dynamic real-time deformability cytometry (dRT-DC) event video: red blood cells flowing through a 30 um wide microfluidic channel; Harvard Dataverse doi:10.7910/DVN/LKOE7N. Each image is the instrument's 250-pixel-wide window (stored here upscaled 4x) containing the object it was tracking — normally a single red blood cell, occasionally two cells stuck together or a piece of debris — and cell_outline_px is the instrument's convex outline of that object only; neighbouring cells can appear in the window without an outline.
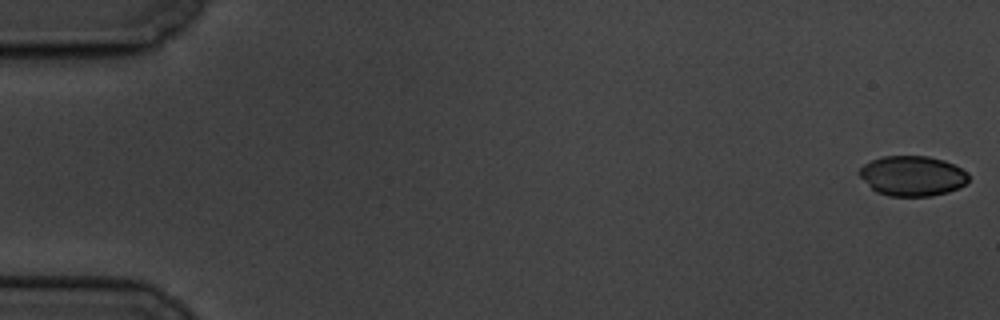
{"species": "common noctule bat (a hibernating species)", "species_latin": "Nyctalus noctula", "temperature_condition": "cold", "stored_images_in_passage": 7, "camera_frame_rate_fps": 3000, "um_per_image_px": 0.085, "animal": {"sex": "male", "body_mass_g": 19.5, "forearm_length_mm": 54.6}, "frame": {"image": 1, "passage_image": 1, "time_ms": 0.0, "image_size_px": [1000, 320], "cell_outline_px": [[968, 180], [960, 188], [948, 192], [932, 196], [888, 196], [876, 192], [860, 176], [860, 168], [864, 164], [872, 160], [884, 156], [928, 156], [944, 160], [956, 164], [968, 172]], "centroid_in_image_um": [77.6, 14.95], "position_along_channel_um": 7.4, "area_um2": 25.61}}
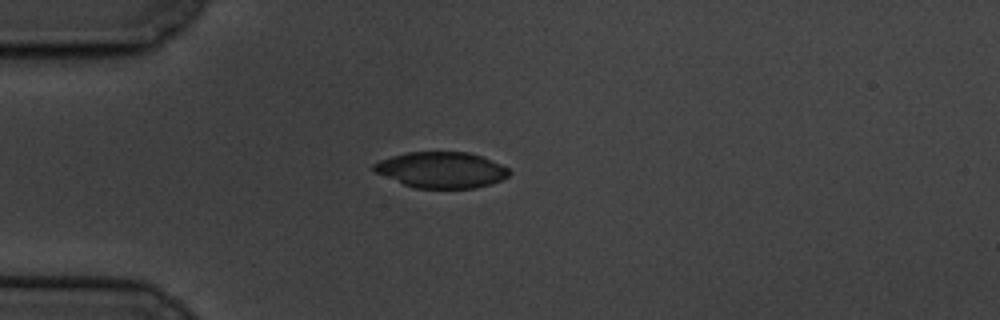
{"frame": {"image": 2, "passage_image": 5, "time_ms": 5.0, "image_size_px": [1000, 320], "cell_outline_px": [[512, 172], [508, 176], [492, 184], [476, 188], [416, 188], [404, 184], [376, 172], [372, 168], [372, 164], [380, 160], [392, 156], [408, 152], [468, 152], [480, 156], [500, 164], [508, 168]], "centroid_in_image_um": [37.54, 14.44], "position_along_channel_um": 47.5, "area_um2": 28.15}}
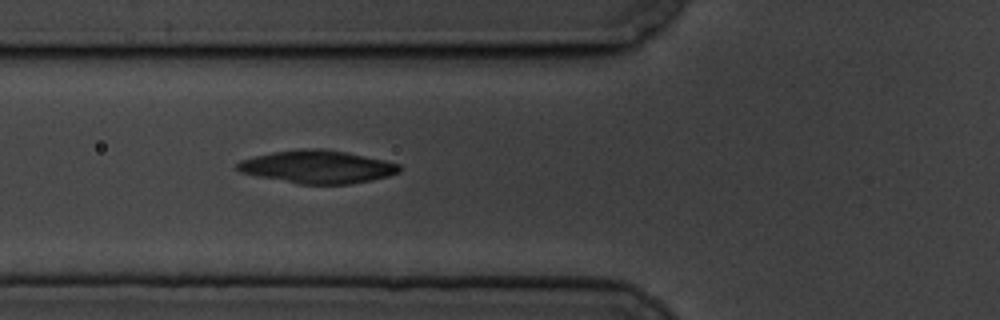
{"frame": {"image": 3, "passage_image": 7, "time_ms": 7.0, "image_size_px": [1000, 320], "cell_outline_px": [[400, 172], [388, 176], [372, 180], [348, 184], [300, 184], [256, 176], [240, 172], [236, 168], [236, 164], [240, 160], [272, 152], [300, 148], [324, 148], [348, 152], [384, 160], [400, 164]], "centroid_in_image_um": [26.98, 14.17], "position_along_channel_um": 98.8, "area_um2": 31.21}}